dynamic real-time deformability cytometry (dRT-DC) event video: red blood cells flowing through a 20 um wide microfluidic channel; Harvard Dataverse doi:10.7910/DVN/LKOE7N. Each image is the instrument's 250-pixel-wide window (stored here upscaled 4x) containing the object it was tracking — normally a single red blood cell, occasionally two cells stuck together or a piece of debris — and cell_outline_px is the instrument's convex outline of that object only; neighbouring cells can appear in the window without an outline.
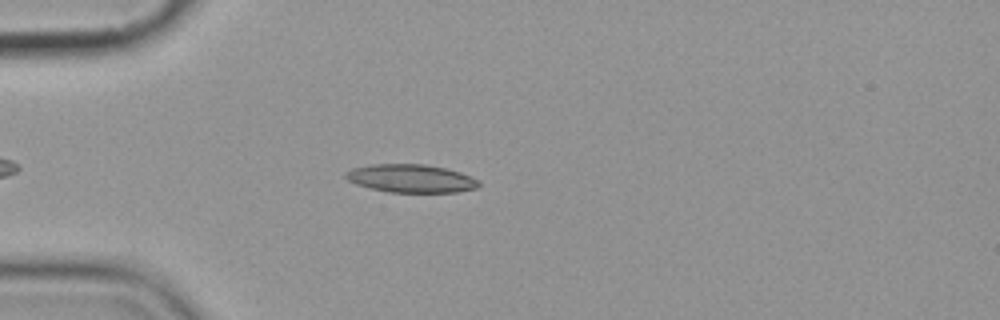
{"species": "common noctule bat (a hibernating species)", "species_latin": "Nyctalus noctula", "temperature_condition": "cold", "stored_images_in_passage": 4, "camera_frame_rate_fps": 3000, "um_per_image_px": 0.085, "animal": {"sex": "female", "body_mass_g": 19.9}, "frame": {"image": 1, "passage_image": 2, "time_ms": 1.333, "image_size_px": [1000, 320], "cell_outline_px": [[480, 184], [476, 188], [456, 192], [388, 192], [356, 184], [348, 180], [344, 176], [344, 172], [352, 168], [372, 164], [424, 164], [444, 168], [460, 172], [480, 180]], "centroid_in_image_um": [34.92, 15.16], "position_along_channel_um": 50.1, "area_um2": 21.79}}
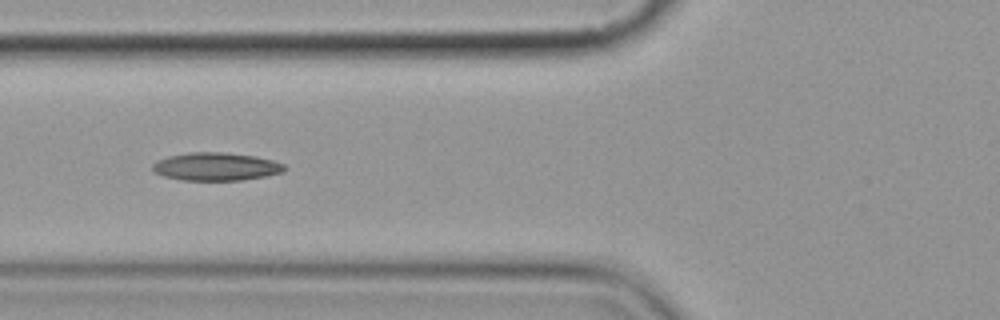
{"frame": {"image": 2, "passage_image": 4, "time_ms": 3.333, "image_size_px": [1000, 320], "cell_outline_px": [[284, 172], [264, 176], [240, 180], [180, 180], [164, 176], [156, 172], [152, 168], [152, 164], [156, 160], [168, 156], [188, 152], [224, 152], [256, 156], [272, 160], [284, 164]], "centroid_in_image_um": [18.33, 14.15], "position_along_channel_um": 107.5, "area_um2": 21.5}}